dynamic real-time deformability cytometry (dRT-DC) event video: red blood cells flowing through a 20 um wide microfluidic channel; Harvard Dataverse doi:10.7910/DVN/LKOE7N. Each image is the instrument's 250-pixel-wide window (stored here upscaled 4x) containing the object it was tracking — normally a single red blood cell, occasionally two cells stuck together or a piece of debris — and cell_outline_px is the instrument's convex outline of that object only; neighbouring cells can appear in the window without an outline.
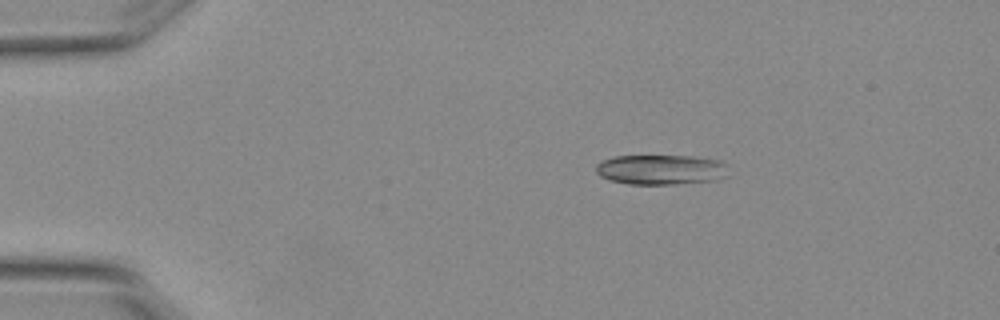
{"species": "Egyptian fruit bat (a non-hibernating species)", "species_latin": "Rousettus aegyptiacus", "temperature_condition": "warm", "stored_images_in_passage": 2, "camera_frame_rate_fps": 3000, "um_per_image_px": 0.085, "animal": {"sex": "female"}, "frame": {"image": 1, "passage_image": 1, "time_ms": 0.0, "image_size_px": [1000, 320], "cell_outline_px": [[728, 176], [712, 180], [672, 184], [628, 184], [608, 180], [600, 176], [596, 172], [596, 164], [600, 160], [612, 156], [692, 156], [720, 160], [724, 164]], "centroid_in_image_um": [56.11, 14.41], "position_along_channel_um": 28.9, "area_um2": 23.18}}